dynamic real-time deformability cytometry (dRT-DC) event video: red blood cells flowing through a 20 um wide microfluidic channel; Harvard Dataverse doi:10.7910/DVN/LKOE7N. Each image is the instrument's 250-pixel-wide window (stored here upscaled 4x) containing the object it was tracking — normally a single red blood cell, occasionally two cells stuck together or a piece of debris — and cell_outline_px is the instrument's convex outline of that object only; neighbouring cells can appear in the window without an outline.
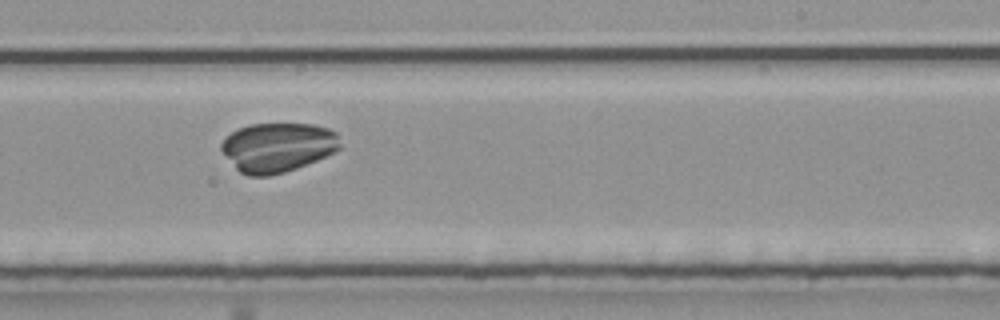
{"species": "common noctule bat (a hibernating species)", "species_latin": "Nyctalus noctula", "temperature_condition": "room temperature", "stored_images_in_passage": 24, "camera_frame_rate_fps": 3000, "um_per_image_px": 0.085, "animal": {"sex": "male", "body_mass_g": 20.4}, "frame": {"image": 1, "passage_image": 11, "time_ms": 3.333, "image_size_px": [1000, 320], "cell_outline_px": [[340, 148], [316, 160], [296, 168], [284, 172], [268, 176], [248, 176], [240, 172], [236, 168], [220, 148], [220, 144], [224, 136], [240, 128], [252, 124], [312, 124], [328, 128], [336, 132], [340, 144]], "centroid_in_image_um": [23.58, 12.51], "position_along_channel_um": 265.4, "area_um2": 33.87}}
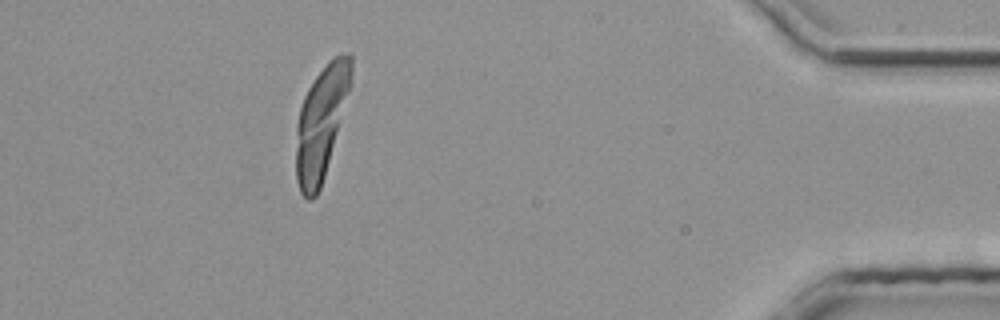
{"frame": {"image": 2, "passage_image": 21, "time_ms": 6.667, "image_size_px": [1000, 320], "cell_outline_px": [[352, 80], [324, 176], [320, 188], [316, 196], [312, 200], [308, 200], [300, 192], [296, 180], [296, 124], [300, 108], [304, 96], [308, 88], [316, 76], [328, 60], [332, 56], [340, 52], [348, 52], [352, 56]], "centroid_in_image_um": [27.28, 10.37], "position_along_channel_um": 407.9, "area_um2": 35.95}}